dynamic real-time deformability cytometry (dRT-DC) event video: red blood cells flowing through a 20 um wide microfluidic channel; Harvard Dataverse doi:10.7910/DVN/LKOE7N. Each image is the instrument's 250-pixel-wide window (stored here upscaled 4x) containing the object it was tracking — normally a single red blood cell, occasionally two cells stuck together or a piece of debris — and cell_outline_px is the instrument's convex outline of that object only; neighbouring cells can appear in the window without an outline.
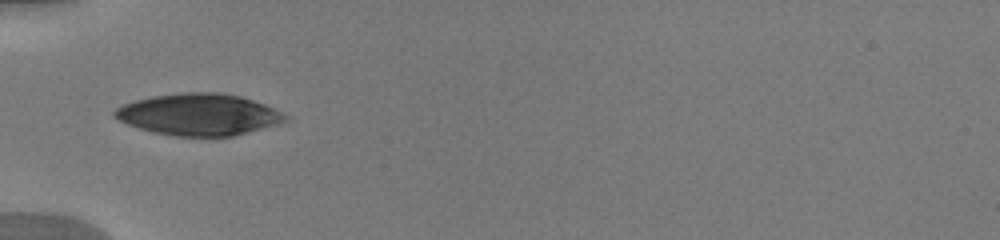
{"species": "human", "species_latin": "Homo sapiens", "temperature_condition": "warm", "stored_images_in_passage": 9, "camera_frame_rate_fps": 3000, "um_per_image_px": 0.085, "donor": {"sex": "male"}, "frame": {"image": 1, "passage_image": 6, "time_ms": 4.667, "image_size_px": [1000, 240], "cell_outline_px": [[288, 116], [284, 120], [276, 124], [232, 136], [176, 136], [152, 132], [128, 124], [112, 116], [112, 112], [116, 108], [124, 104], [136, 100], [152, 96], [184, 92], [220, 92], [240, 96], [264, 104]], "centroid_in_image_um": [16.84, 9.72], "position_along_channel_um": 68.2, "area_um2": 40.98}}
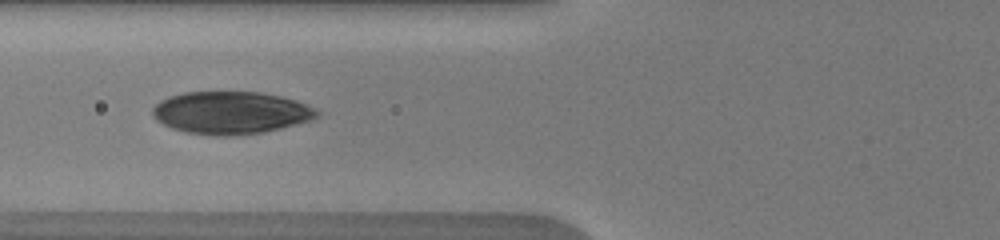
{"frame": {"image": 2, "passage_image": 7, "time_ms": 5.667, "image_size_px": [1000, 240], "cell_outline_px": [[320, 116], [312, 120], [264, 132], [240, 136], [208, 136], [184, 132], [172, 128], [156, 120], [152, 116], [152, 108], [160, 100], [168, 96], [184, 92], [264, 92], [296, 100], [320, 112]], "centroid_in_image_um": [19.59, 9.59], "position_along_channel_um": 106.2, "area_um2": 41.15}}